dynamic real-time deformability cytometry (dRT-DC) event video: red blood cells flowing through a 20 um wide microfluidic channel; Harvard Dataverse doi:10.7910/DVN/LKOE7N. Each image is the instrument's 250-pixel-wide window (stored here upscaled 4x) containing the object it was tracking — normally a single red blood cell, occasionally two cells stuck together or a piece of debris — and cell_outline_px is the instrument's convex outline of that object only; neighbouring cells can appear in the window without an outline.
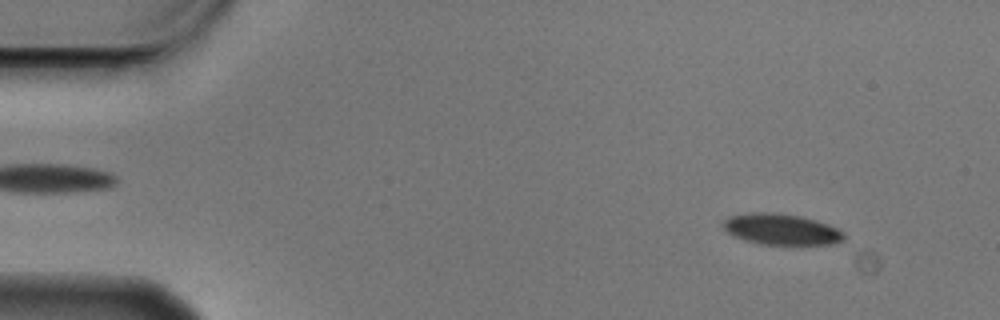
{"species": "Egyptian fruit bat (a non-hibernating species)", "species_latin": "Rousettus aegyptiacus", "temperature_condition": "cold", "stored_images_in_passage": 5, "camera_frame_rate_fps": 3000, "um_per_image_px": 0.085, "animal": {"sex": "male"}, "frame": {"image": 1, "passage_image": 1, "time_ms": 0.0, "image_size_px": [1000, 320], "cell_outline_px": [[848, 236], [844, 240], [836, 244], [760, 244], [744, 240], [732, 236], [724, 228], [724, 220], [728, 216], [748, 212], [776, 212], [800, 216], [816, 220], [828, 224], [844, 232]], "centroid_in_image_um": [66.43, 19.48], "position_along_channel_um": 18.6, "area_um2": 22.08}}
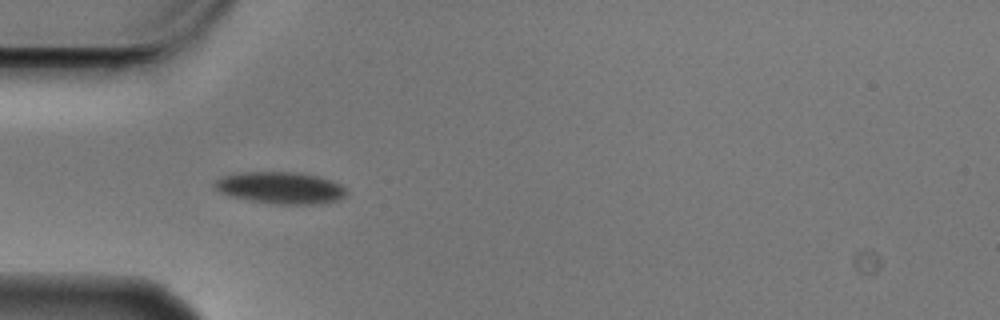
{"frame": {"image": 2, "passage_image": 4, "time_ms": 1.0, "image_size_px": [1000, 320], "cell_outline_px": [[348, 192], [340, 200], [320, 204], [280, 204], [252, 200], [232, 196], [220, 192], [212, 184], [216, 180], [232, 172], [296, 172], [320, 176], [332, 180], [340, 184]], "centroid_in_image_um": [23.88, 15.95], "position_along_channel_um": 61.1, "area_um2": 24.51}}
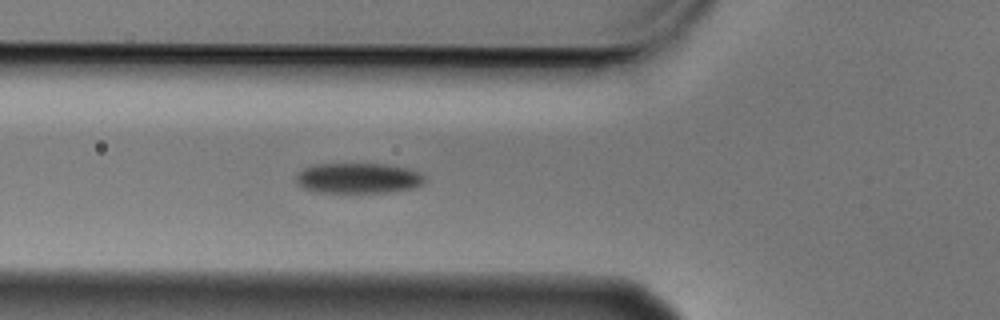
{"frame": {"image": 3, "passage_image": 5, "time_ms": 1.333, "image_size_px": [1000, 320], "cell_outline_px": [[424, 184], [412, 188], [380, 192], [320, 192], [304, 188], [296, 180], [296, 176], [304, 168], [316, 164], [384, 164], [408, 168], [424, 176]], "centroid_in_image_um": [30.45, 15.13], "position_along_channel_um": 95.4, "area_um2": 22.31}}